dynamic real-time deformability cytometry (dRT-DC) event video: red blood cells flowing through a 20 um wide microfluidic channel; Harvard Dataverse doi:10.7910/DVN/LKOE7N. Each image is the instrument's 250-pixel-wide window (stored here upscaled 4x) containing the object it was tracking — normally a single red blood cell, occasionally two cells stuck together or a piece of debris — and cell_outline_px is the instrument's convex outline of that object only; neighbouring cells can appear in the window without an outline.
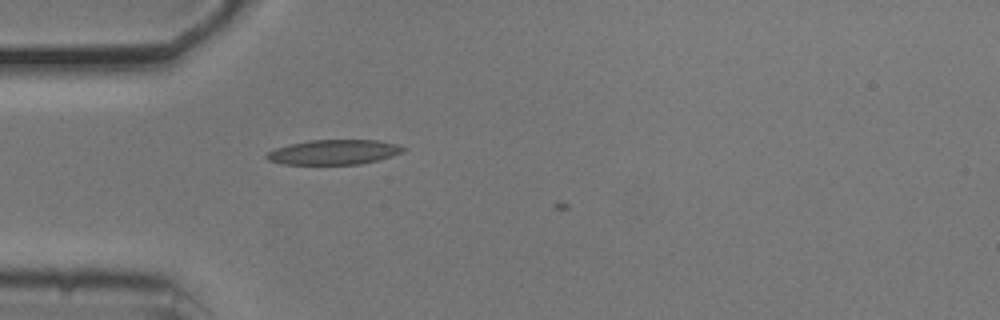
{"species": "common noctule bat (a hibernating species)", "species_latin": "Nyctalus noctula", "temperature_condition": "cold", "stored_images_in_passage": 6, "camera_frame_rate_fps": 3000, "um_per_image_px": 0.085, "animal": {"sex": "male", "body_mass_g": 20.5, "forearm_length_mm": 52.5}, "frame": {"image": 1, "passage_image": 3, "time_ms": 0.667, "image_size_px": [1000, 320], "cell_outline_px": [[408, 148], [392, 156], [360, 164], [284, 164], [268, 160], [264, 156], [268, 152], [276, 148], [288, 144], [308, 140], [380, 140], [396, 144]], "centroid_in_image_um": [28.36, 12.92], "position_along_channel_um": 56.6, "area_um2": 19.71}}